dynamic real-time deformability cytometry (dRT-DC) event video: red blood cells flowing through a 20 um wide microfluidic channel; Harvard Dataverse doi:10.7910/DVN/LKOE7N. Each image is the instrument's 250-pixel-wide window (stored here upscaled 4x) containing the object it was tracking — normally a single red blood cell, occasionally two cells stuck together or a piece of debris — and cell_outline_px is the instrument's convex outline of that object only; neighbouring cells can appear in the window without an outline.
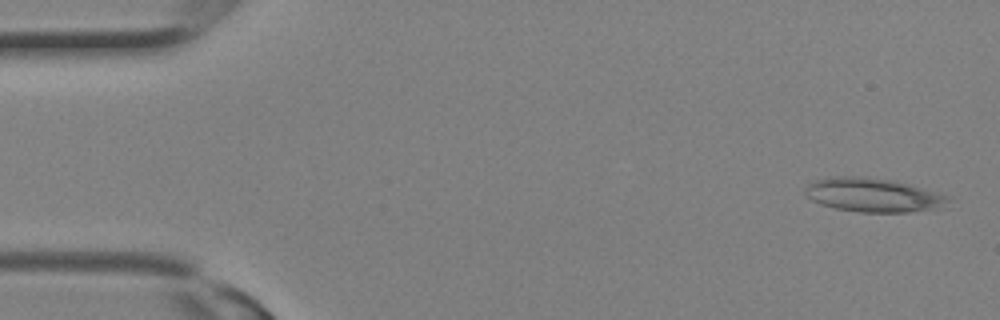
{"species": "Egyptian fruit bat (a non-hibernating species)", "species_latin": "Rousettus aegyptiacus", "temperature_condition": "room temperature", "stored_images_in_passage": 12, "camera_frame_rate_fps": 3000, "um_per_image_px": 0.085, "animal": {"sex": "female"}, "frame": {"image": 1, "passage_image": 1, "time_ms": 0.0, "image_size_px": [1000, 320], "cell_outline_px": [[948, 200], [932, 208], [908, 212], [860, 212], [836, 208], [820, 204], [804, 196], [804, 188], [808, 184], [816, 180], [832, 176], [864, 176], [896, 180], [948, 196]], "centroid_in_image_um": [74.08, 16.55], "position_along_channel_um": 10.9, "area_um2": 27.92}}
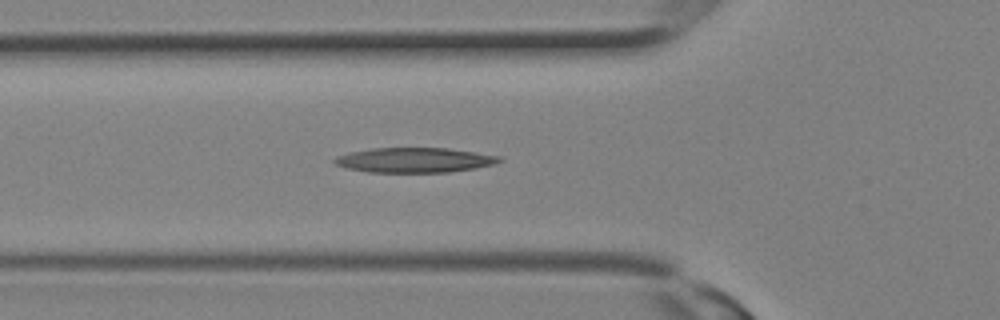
{"frame": {"image": 2, "passage_image": 10, "time_ms": 3.0, "image_size_px": [1000, 320], "cell_outline_px": [[504, 160], [496, 164], [476, 168], [448, 172], [368, 172], [348, 168], [336, 164], [332, 160], [336, 156], [352, 152], [372, 148], [448, 148], [476, 152], [500, 156]], "centroid_in_image_um": [35.28, 13.6], "position_along_channel_um": 90.5, "area_um2": 23.87}}
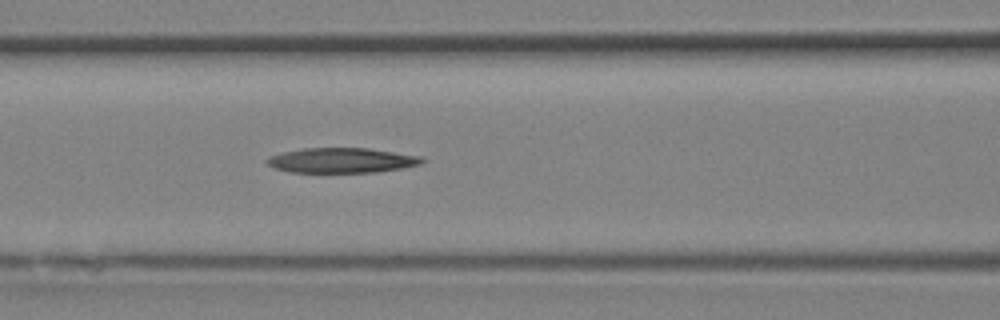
{"frame": {"image": 3, "passage_image": 12, "time_ms": 3.667, "image_size_px": [1000, 320], "cell_outline_px": [[428, 160], [420, 164], [400, 168], [376, 172], [288, 172], [272, 168], [264, 160], [272, 156], [284, 152], [304, 148], [368, 148], [424, 156]], "centroid_in_image_um": [29.08, 13.63], "position_along_channel_um": 137.5, "area_um2": 22.66}}